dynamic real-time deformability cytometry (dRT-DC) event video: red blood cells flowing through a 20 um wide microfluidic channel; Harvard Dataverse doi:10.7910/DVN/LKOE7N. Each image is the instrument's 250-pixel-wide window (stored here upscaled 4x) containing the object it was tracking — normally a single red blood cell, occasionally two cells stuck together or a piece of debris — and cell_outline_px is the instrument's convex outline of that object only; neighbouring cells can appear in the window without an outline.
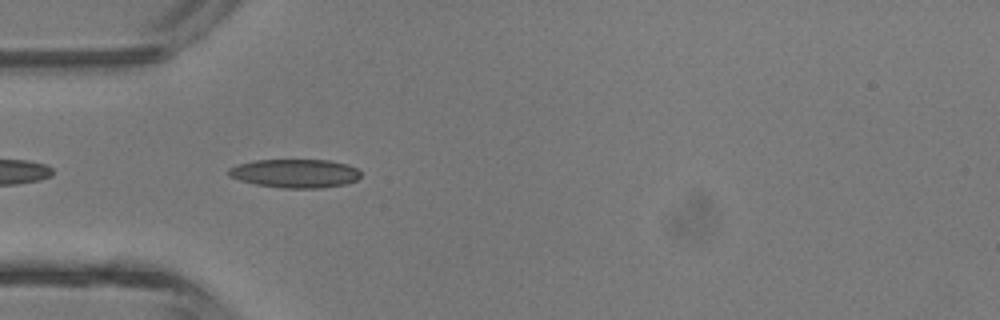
{"species": "common noctule bat (a hibernating species)", "species_latin": "Nyctalus noctula", "temperature_condition": "room temperature", "stored_images_in_passage": 3, "camera_frame_rate_fps": 3000, "um_per_image_px": 0.085, "animal": {"sex": "male", "body_mass_g": 13.3}, "frame": {"image": 1, "passage_image": 3, "time_ms": 2.333, "image_size_px": [1000, 320], "cell_outline_px": [[360, 176], [356, 180], [348, 184], [320, 188], [280, 188], [256, 184], [240, 180], [228, 176], [228, 168], [240, 164], [256, 160], [328, 160], [348, 164], [356, 168], [360, 172]], "centroid_in_image_um": [25.1, 14.74], "position_along_channel_um": 59.9, "area_um2": 22.08}}